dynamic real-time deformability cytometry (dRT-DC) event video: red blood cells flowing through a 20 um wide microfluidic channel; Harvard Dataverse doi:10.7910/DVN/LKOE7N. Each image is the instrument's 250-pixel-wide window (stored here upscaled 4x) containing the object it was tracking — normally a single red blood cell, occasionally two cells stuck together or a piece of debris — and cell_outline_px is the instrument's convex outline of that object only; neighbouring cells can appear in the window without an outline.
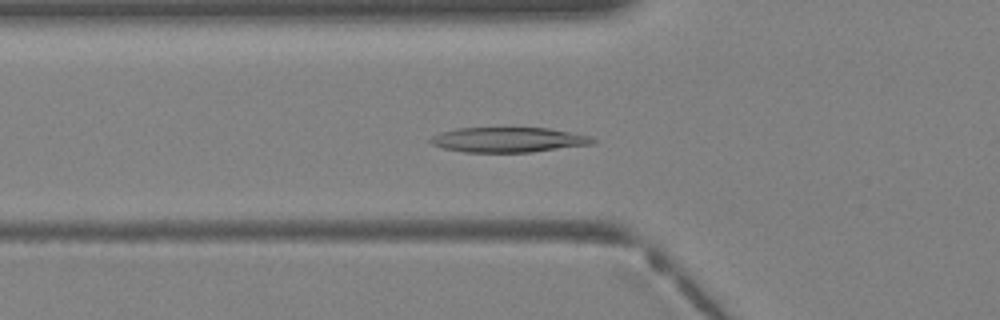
{"species": "Egyptian fruit bat (a non-hibernating species)", "species_latin": "Rousettus aegyptiacus", "temperature_condition": "warm", "stored_images_in_passage": 38, "camera_frame_rate_fps": 3000, "um_per_image_px": 0.085, "animal": {"sex": "female"}, "frame": {"image": 1, "passage_image": 13, "time_ms": 4.0, "image_size_px": [1000, 320], "cell_outline_px": [[596, 140], [592, 144], [532, 152], [464, 152], [444, 148], [432, 144], [428, 140], [432, 136], [440, 132], [456, 128], [548, 128], [592, 136]], "centroid_in_image_um": [43.2, 11.88], "position_along_channel_um": 82.6, "area_um2": 23.58}}
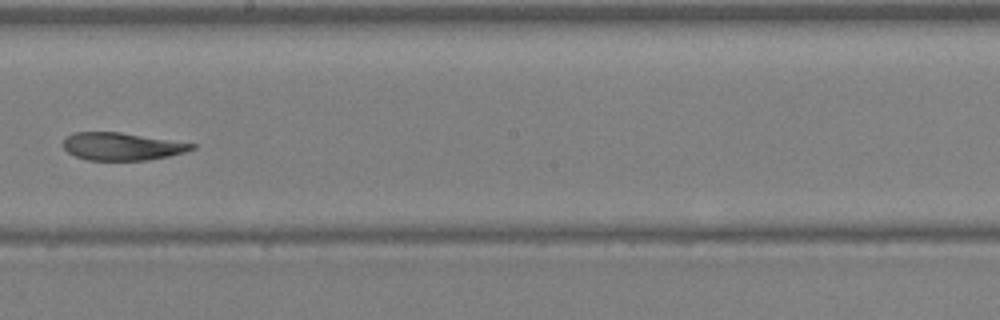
{"frame": {"image": 2, "passage_image": 22, "time_ms": 7.0, "image_size_px": [1000, 320], "cell_outline_px": [[196, 148], [184, 152], [168, 156], [148, 160], [88, 160], [76, 156], [68, 152], [64, 148], [64, 140], [68, 136], [76, 132], [120, 132], [196, 144]], "centroid_in_image_um": [10.38, 12.45], "position_along_channel_um": 237.8, "area_um2": 20.46}}
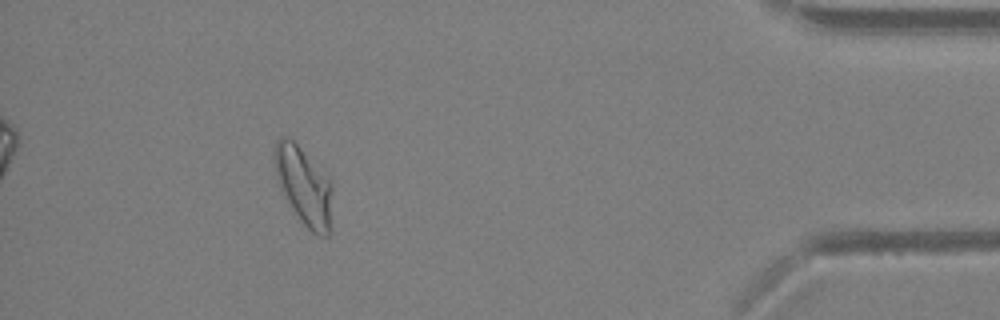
{"frame": {"image": 3, "passage_image": 35, "time_ms": 11.333, "image_size_px": [1000, 320], "cell_outline_px": [[332, 188], [328, 236], [320, 236], [312, 232], [300, 220], [292, 208], [280, 188], [276, 180], [272, 156], [272, 152], [276, 140], [284, 136], [292, 140], [300, 148], [328, 180]], "centroid_in_image_um": [25.75, 15.78], "position_along_channel_um": 409.5, "area_um2": 25.61}}